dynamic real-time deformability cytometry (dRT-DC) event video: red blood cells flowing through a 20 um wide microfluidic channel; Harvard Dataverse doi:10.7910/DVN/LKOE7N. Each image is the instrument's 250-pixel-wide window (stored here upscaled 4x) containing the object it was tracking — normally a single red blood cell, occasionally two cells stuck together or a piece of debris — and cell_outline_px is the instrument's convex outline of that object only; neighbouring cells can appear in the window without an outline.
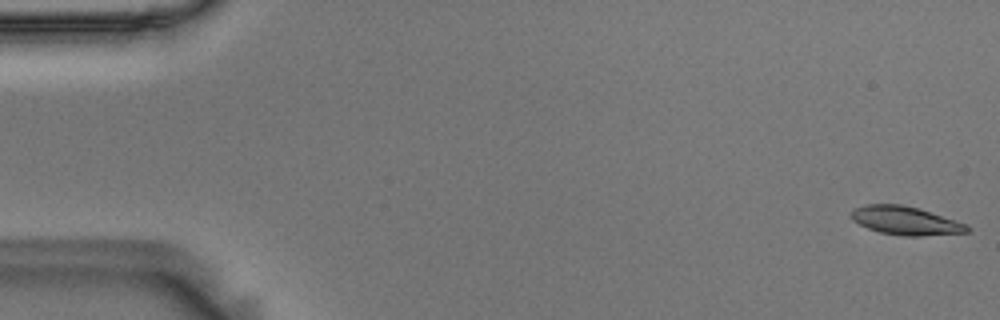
{"species": "Egyptian fruit bat (a non-hibernating species)", "species_latin": "Rousettus aegyptiacus", "temperature_condition": "room temperature", "stored_images_in_passage": 56, "camera_frame_rate_fps": 3000, "um_per_image_px": 0.085, "animal": {"sex": "male"}, "frame": {"image": 1, "passage_image": 1, "time_ms": 0.0, "image_size_px": [1000, 320], "cell_outline_px": [[972, 228], [968, 232], [920, 236], [904, 236], [880, 232], [868, 228], [852, 220], [852, 212], [856, 208], [868, 204], [900, 204], [916, 208], [968, 224]], "centroid_in_image_um": [77.0, 18.77], "position_along_channel_um": 8.0, "area_um2": 18.9}}
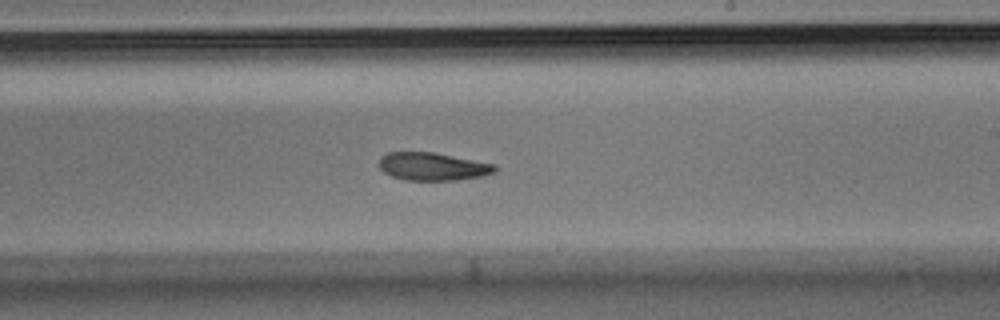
{"frame": {"image": 2, "passage_image": 33, "time_ms": 10.667, "image_size_px": [1000, 320], "cell_outline_px": [[496, 172], [480, 176], [456, 180], [404, 180], [392, 176], [384, 172], [380, 168], [380, 156], [388, 152], [432, 152], [496, 164]], "centroid_in_image_um": [36.77, 14.15], "position_along_channel_um": 252.2, "area_um2": 18.73}}
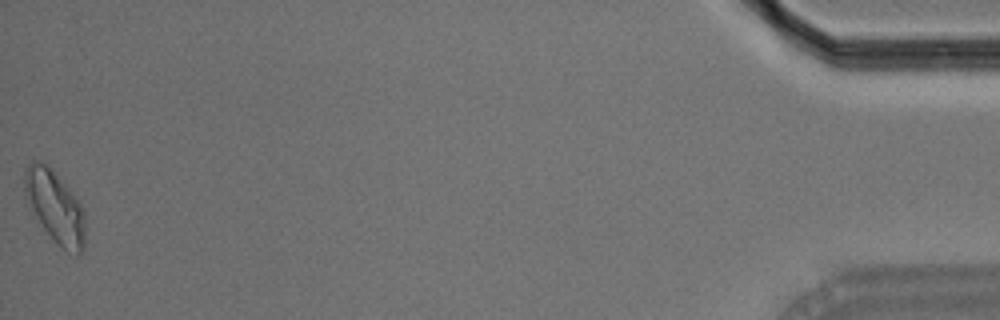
{"frame": {"image": 3, "passage_image": 56, "time_ms": 18.333, "image_size_px": [1000, 320], "cell_outline_px": [[84, 248], [80, 256], [76, 256], [56, 244], [44, 228], [32, 208], [24, 192], [24, 168], [32, 160], [40, 160], [48, 164], [80, 200], [84, 212]], "centroid_in_image_um": [4.7, 17.54], "position_along_channel_um": 430.5, "area_um2": 25.61}, "authors_computed_cell_mechanics": {"area_um2": 19.8254, "velocity_mm_per_s": 3.5894, "shape_relaxation_time_tau1_ms": 6.829, "shape_relaxation_time_tau2_ms": 5.9235, "deformation_change_tau1": 0.1732, "deformation_change_tau2": 0.1193}}